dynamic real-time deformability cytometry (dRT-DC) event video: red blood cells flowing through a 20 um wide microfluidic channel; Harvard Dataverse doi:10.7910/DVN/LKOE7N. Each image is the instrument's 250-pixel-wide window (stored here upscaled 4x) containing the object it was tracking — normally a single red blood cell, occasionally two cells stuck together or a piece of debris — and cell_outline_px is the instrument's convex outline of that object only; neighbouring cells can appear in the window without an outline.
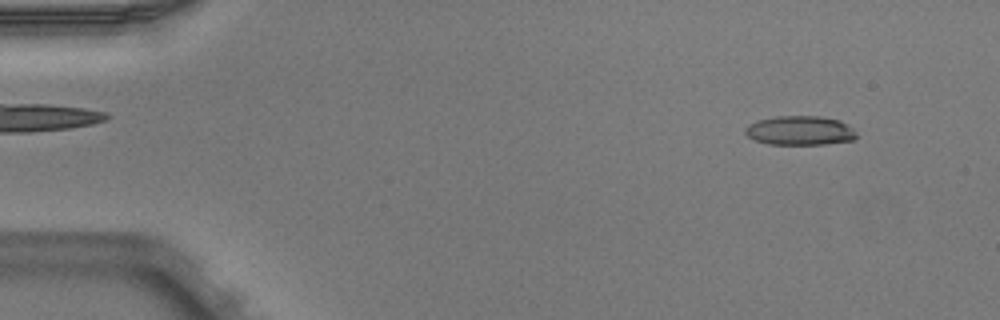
{"species": "Egyptian fruit bat (a non-hibernating species)", "species_latin": "Rousettus aegyptiacus", "temperature_condition": "warm", "stored_images_in_passage": 3, "camera_frame_rate_fps": 3000, "um_per_image_px": 0.085, "animal": {"sex": "male"}, "frame": {"image": 1, "passage_image": 1, "time_ms": 0.0, "image_size_px": [1000, 320], "cell_outline_px": [[856, 136], [852, 140], [824, 144], [768, 144], [756, 140], [748, 136], [744, 132], [744, 128], [748, 124], [756, 120], [776, 116], [820, 116], [840, 120], [848, 124], [856, 132]], "centroid_in_image_um": [67.98, 11.08], "position_along_channel_um": 17.0, "area_um2": 19.02}}
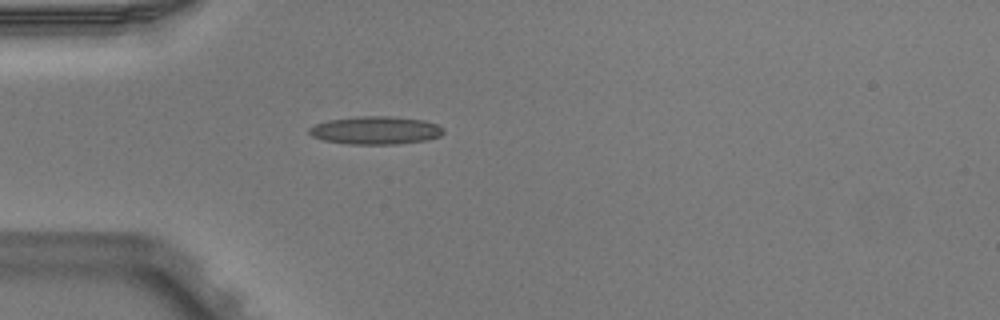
{"frame": {"image": 2, "passage_image": 3, "time_ms": 0.667, "image_size_px": [1000, 320], "cell_outline_px": [[444, 132], [440, 136], [428, 140], [396, 144], [348, 144], [324, 140], [312, 136], [308, 132], [308, 128], [316, 124], [328, 120], [356, 116], [392, 116], [424, 120], [436, 124], [444, 128]], "centroid_in_image_um": [31.94, 11.07], "position_along_channel_um": 53.1, "area_um2": 22.02}}